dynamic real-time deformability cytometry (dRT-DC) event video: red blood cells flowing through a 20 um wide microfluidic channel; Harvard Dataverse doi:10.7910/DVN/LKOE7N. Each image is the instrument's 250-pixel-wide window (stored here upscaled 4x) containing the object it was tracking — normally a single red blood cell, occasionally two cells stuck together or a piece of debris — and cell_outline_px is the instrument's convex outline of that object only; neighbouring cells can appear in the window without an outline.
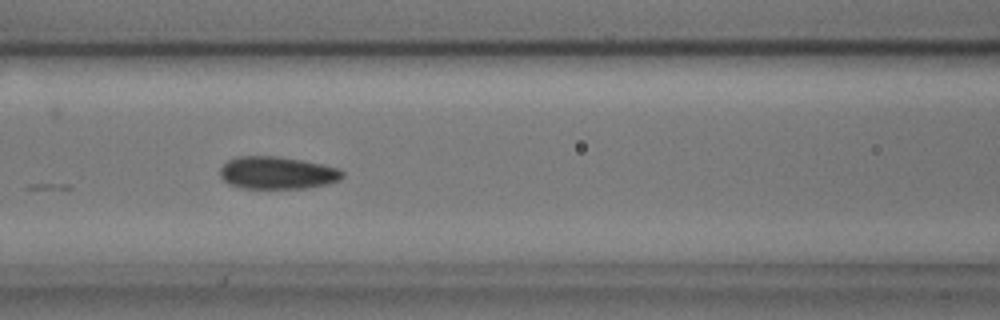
{"species": "common noctule bat (a hibernating species)", "species_latin": "Nyctalus noctula", "temperature_condition": "cold", "stored_images_in_passage": 20, "camera_frame_rate_fps": 3000, "um_per_image_px": 0.085, "animal": {"sex": "male", "body_mass_g": 17.9, "forearm_length_mm": 54.2}, "frame": {"image": 1, "passage_image": 11, "time_ms": 3.333, "image_size_px": [1000, 320], "cell_outline_px": [[344, 176], [340, 180], [328, 184], [308, 188], [240, 188], [228, 184], [220, 176], [220, 168], [228, 160], [240, 156], [272, 156], [300, 160], [320, 164], [336, 168], [344, 172]], "centroid_in_image_um": [23.55, 14.7], "position_along_channel_um": 143.1, "area_um2": 23.06}}